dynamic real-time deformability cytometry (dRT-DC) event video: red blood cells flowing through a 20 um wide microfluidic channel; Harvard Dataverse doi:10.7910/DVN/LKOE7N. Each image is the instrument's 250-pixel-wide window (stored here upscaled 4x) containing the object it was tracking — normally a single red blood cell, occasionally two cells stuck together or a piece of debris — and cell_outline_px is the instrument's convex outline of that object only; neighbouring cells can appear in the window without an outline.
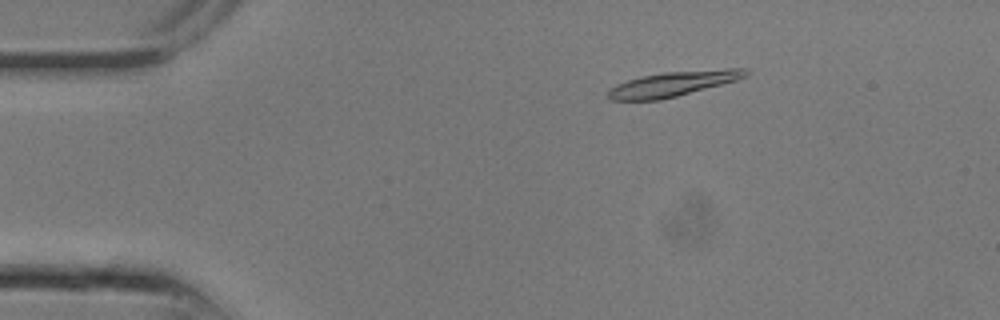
{"species": "common noctule bat (a hibernating species)", "species_latin": "Nyctalus noctula", "temperature_condition": "room temperature", "stored_images_in_passage": 15, "camera_frame_rate_fps": 3000, "um_per_image_px": 0.085, "animal": {"sex": "male", "body_mass_g": 13.3}, "frame": {"image": 1, "passage_image": 4, "time_ms": 1.0, "image_size_px": [1000, 320], "cell_outline_px": [[748, 76], [736, 80], [676, 96], [660, 100], [612, 100], [608, 96], [608, 92], [616, 84], [640, 76], [664, 72], [728, 68], [748, 68]], "centroid_in_image_um": [57.23, 7.11], "position_along_channel_um": 27.8, "area_um2": 19.77}}
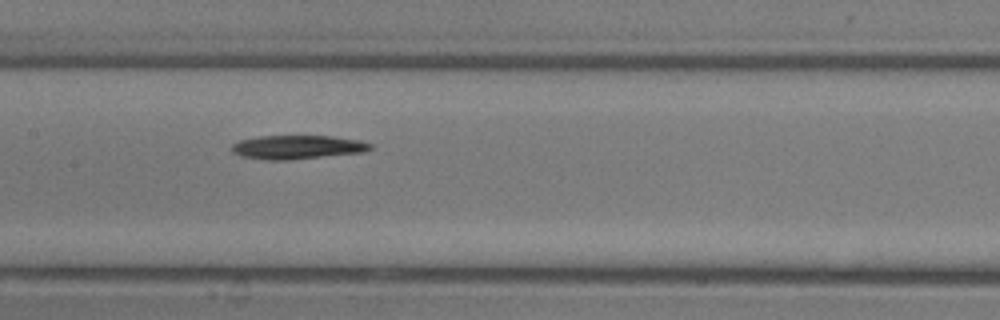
{"frame": {"image": 2, "passage_image": 12, "time_ms": 3.667, "image_size_px": [1000, 320], "cell_outline_px": [[372, 148], [364, 152], [288, 160], [264, 160], [240, 156], [232, 152], [232, 144], [240, 140], [260, 136], [332, 136], [360, 140], [372, 144]], "centroid_in_image_um": [25.27, 12.51], "position_along_channel_um": 182.1, "area_um2": 19.25}}
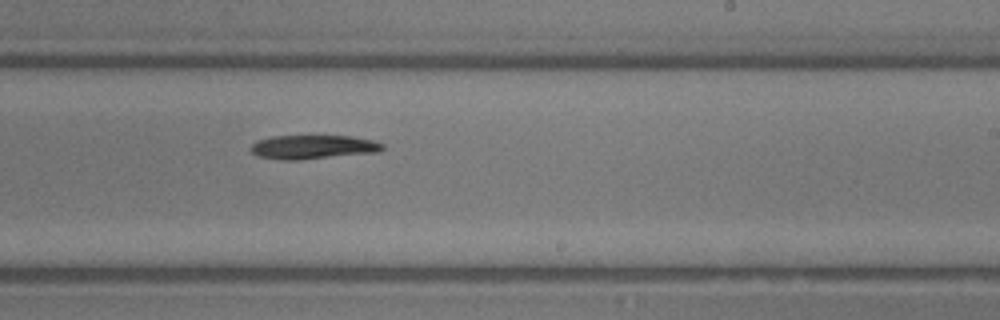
{"frame": {"image": 3, "passage_image": 15, "time_ms": 4.667, "image_size_px": [1000, 320], "cell_outline_px": [[384, 148], [380, 152], [300, 160], [280, 160], [256, 156], [252, 152], [252, 144], [256, 140], [272, 136], [352, 136], [372, 140], [384, 144]], "centroid_in_image_um": [26.61, 12.5], "position_along_channel_um": 262.4, "area_um2": 18.55}}